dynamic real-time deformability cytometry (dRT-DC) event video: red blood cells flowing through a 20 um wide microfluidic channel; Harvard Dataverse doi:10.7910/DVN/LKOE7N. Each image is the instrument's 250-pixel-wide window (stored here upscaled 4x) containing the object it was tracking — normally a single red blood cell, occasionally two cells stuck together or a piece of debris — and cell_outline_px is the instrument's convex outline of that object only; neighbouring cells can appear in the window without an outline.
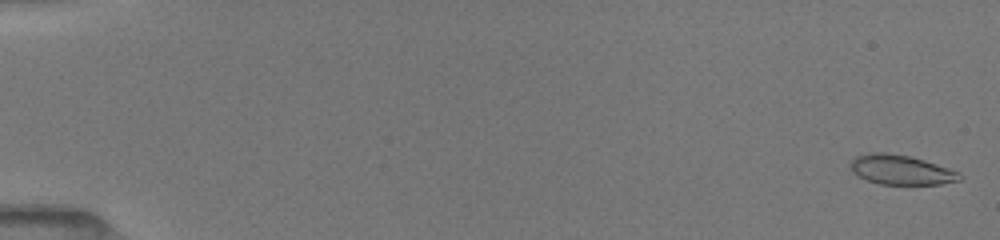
{"species": "common noctule bat (a hibernating species)", "species_latin": "Nyctalus noctula", "temperature_condition": "room temperature", "stored_images_in_passage": 43, "camera_frame_rate_fps": 3000, "um_per_image_px": 0.085, "animal": {"sex": "female", "body_mass_g": 19.5, "forearm_length_mm": 54.1}, "frame": {"image": 1, "passage_image": 1, "time_ms": 0.0, "image_size_px": [1000, 240], "cell_outline_px": [[964, 176], [960, 180], [940, 184], [880, 184], [868, 180], [852, 172], [848, 164], [852, 156], [868, 152], [884, 152], [912, 156], [960, 172]], "centroid_in_image_um": [76.54, 14.41], "position_along_channel_um": 8.5, "area_um2": 19.13}}
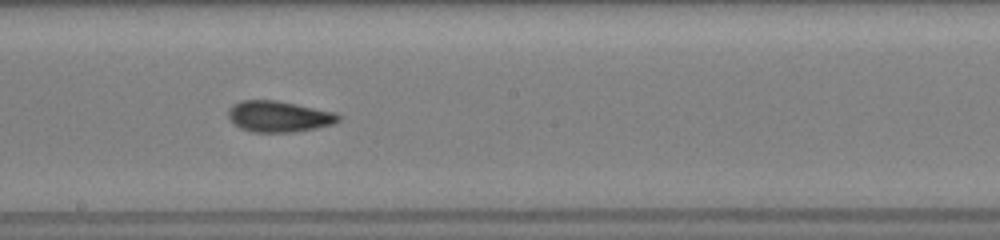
{"frame": {"image": 2, "passage_image": 25, "time_ms": 9.667, "image_size_px": [1000, 240], "cell_outline_px": [[340, 120], [332, 124], [316, 128], [296, 132], [252, 132], [240, 128], [232, 124], [228, 116], [228, 108], [232, 104], [240, 100], [276, 100], [336, 112], [340, 116]], "centroid_in_image_um": [23.66, 9.9], "position_along_channel_um": 224.5, "area_um2": 20.17}}
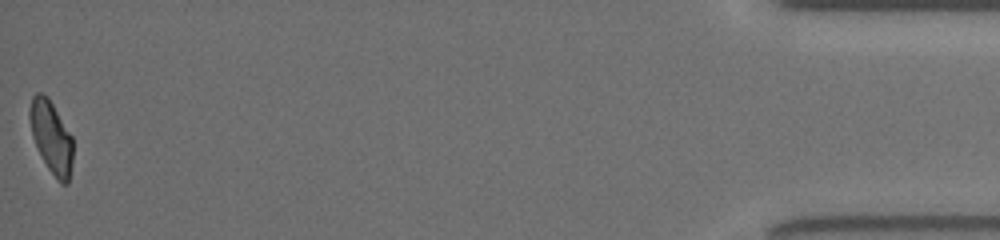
{"frame": {"image": 3, "passage_image": 43, "time_ms": 17.0, "image_size_px": [1000, 240], "cell_outline_px": [[72, 164], [68, 184], [60, 184], [56, 180], [48, 168], [32, 136], [28, 116], [28, 112], [32, 96], [36, 92], [44, 92], [48, 96], [72, 136]], "centroid_in_image_um": [4.35, 11.62], "position_along_channel_um": 430.9, "area_um2": 18.32}, "authors_computed_cell_mechanics": {"area_um2": 19.2474, "velocity_mm_per_s": 3.9938, "shape_relaxation_time_tau1_ms": 3.5784, "shape_relaxation_time_tau2_ms": 1.5141, "deformation_change_tau1": 0.151, "deformation_change_tau2": 0.0725}}